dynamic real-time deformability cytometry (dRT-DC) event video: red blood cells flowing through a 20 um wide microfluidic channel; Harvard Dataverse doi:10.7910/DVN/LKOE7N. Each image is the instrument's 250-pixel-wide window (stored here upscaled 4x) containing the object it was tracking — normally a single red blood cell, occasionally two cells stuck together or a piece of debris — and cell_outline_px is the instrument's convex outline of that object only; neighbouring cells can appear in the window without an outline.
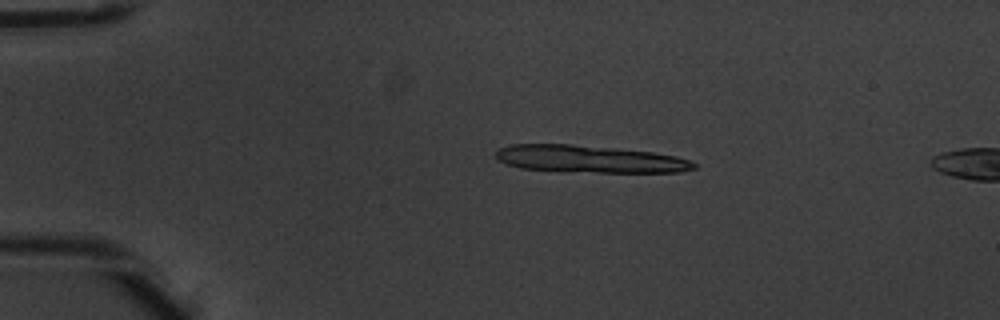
{"species": "common noctule bat (a hibernating species)", "species_latin": "Nyctalus noctula", "temperature_condition": "warm", "stored_images_in_passage": 4, "camera_frame_rate_fps": 3000, "um_per_image_px": 0.085, "animal": {"sex": "male", "body_mass_g": 20.1, "forearm_length_mm": 53.5}, "frame": {"image": 1, "passage_image": 3, "time_ms": 0.667, "image_size_px": [1000, 320], "cell_outline_px": [[696, 168], [680, 172], [600, 172], [520, 168], [508, 164], [500, 160], [496, 156], [496, 152], [500, 148], [512, 144], [572, 144], [652, 152], [676, 156], [688, 160], [696, 164]], "centroid_in_image_um": [50.14, 13.51], "position_along_channel_um": 34.9, "area_um2": 30.92}}